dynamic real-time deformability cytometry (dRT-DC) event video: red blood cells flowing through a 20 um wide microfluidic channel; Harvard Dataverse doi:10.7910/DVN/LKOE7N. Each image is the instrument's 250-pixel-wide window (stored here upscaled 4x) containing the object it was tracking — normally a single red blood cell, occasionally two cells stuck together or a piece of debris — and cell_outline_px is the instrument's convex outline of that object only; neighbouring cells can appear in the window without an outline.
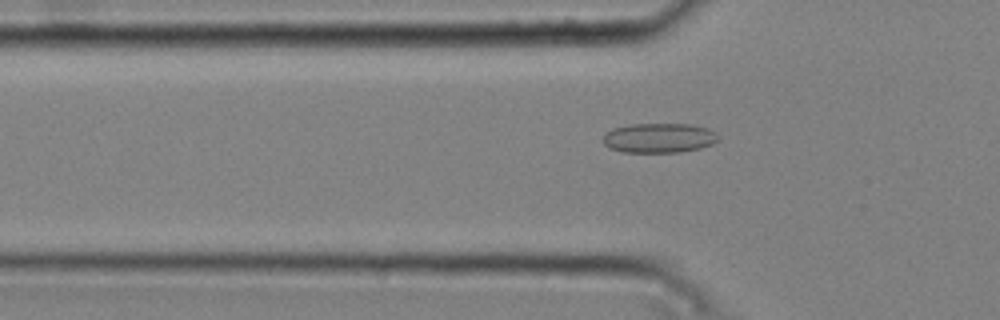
{"species": "common noctule bat (a hibernating species)", "species_latin": "Nyctalus noctula", "temperature_condition": "cold", "stored_images_in_passage": 48, "camera_frame_rate_fps": 3000, "um_per_image_px": 0.085, "animal": {"sex": "male", "body_mass_g": 20.4}, "frame": {"image": 1, "passage_image": 17, "time_ms": 5.333, "image_size_px": [1000, 320], "cell_outline_px": [[720, 136], [712, 144], [700, 148], [680, 152], [624, 152], [608, 148], [600, 140], [612, 128], [632, 124], [692, 124], [708, 128], [716, 132]], "centroid_in_image_um": [56.01, 11.72], "position_along_channel_um": 69.8, "area_um2": 20.06}}
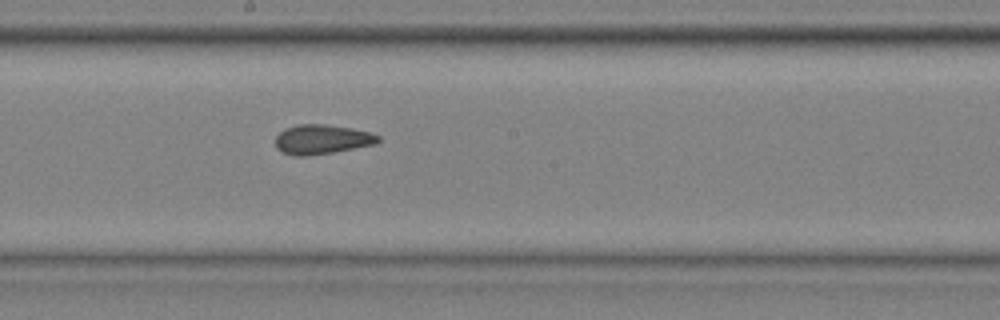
{"frame": {"image": 2, "passage_image": 29, "time_ms": 9.333, "image_size_px": [1000, 320], "cell_outline_px": [[380, 140], [376, 144], [332, 152], [308, 156], [292, 156], [276, 148], [276, 136], [284, 128], [300, 124], [324, 124], [352, 128], [372, 132], [380, 136]], "centroid_in_image_um": [27.37, 11.84], "position_along_channel_um": 220.8, "area_um2": 17.74}}
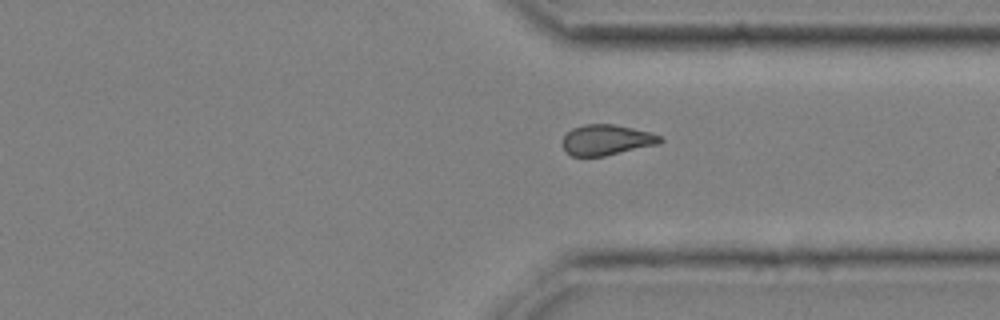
{"frame": {"image": 3, "passage_image": 40, "time_ms": 13.0, "image_size_px": [1000, 320], "cell_outline_px": [[664, 140], [660, 144], [604, 156], [572, 156], [564, 148], [564, 136], [572, 128], [584, 124], [612, 124], [652, 132], [660, 136]], "centroid_in_image_um": [51.6, 11.89], "position_along_channel_um": 359.8, "area_um2": 17.28}, "authors_computed_cell_mechanics": {"area_um2": 17.9469, "velocity_mm_per_s": 3.7757, "shape_relaxation_time_tau1_ms": null, "shape_relaxation_time_tau2_ms": 3.1292, "deformation_change_tau1": null, "deformation_change_tau2": 0.0833}}